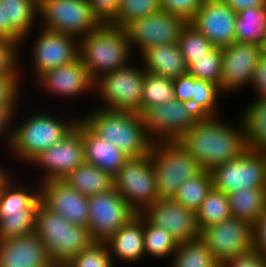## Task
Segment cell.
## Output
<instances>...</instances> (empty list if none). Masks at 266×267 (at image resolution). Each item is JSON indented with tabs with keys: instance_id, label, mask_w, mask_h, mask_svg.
Returning <instances> with one entry per match:
<instances>
[{
	"instance_id": "cell-37",
	"label": "cell",
	"mask_w": 266,
	"mask_h": 267,
	"mask_svg": "<svg viewBox=\"0 0 266 267\" xmlns=\"http://www.w3.org/2000/svg\"><path fill=\"white\" fill-rule=\"evenodd\" d=\"M180 52L187 67L197 58L207 56L215 46L189 22L178 40Z\"/></svg>"
},
{
	"instance_id": "cell-11",
	"label": "cell",
	"mask_w": 266,
	"mask_h": 267,
	"mask_svg": "<svg viewBox=\"0 0 266 267\" xmlns=\"http://www.w3.org/2000/svg\"><path fill=\"white\" fill-rule=\"evenodd\" d=\"M88 229L94 242L107 241L137 213L115 188L88 196Z\"/></svg>"
},
{
	"instance_id": "cell-31",
	"label": "cell",
	"mask_w": 266,
	"mask_h": 267,
	"mask_svg": "<svg viewBox=\"0 0 266 267\" xmlns=\"http://www.w3.org/2000/svg\"><path fill=\"white\" fill-rule=\"evenodd\" d=\"M212 186L211 171L203 169L196 176L185 180L172 199L196 213Z\"/></svg>"
},
{
	"instance_id": "cell-32",
	"label": "cell",
	"mask_w": 266,
	"mask_h": 267,
	"mask_svg": "<svg viewBox=\"0 0 266 267\" xmlns=\"http://www.w3.org/2000/svg\"><path fill=\"white\" fill-rule=\"evenodd\" d=\"M231 216L228 195L213 186L207 192L200 209L196 212V222L201 231L203 228L216 225Z\"/></svg>"
},
{
	"instance_id": "cell-35",
	"label": "cell",
	"mask_w": 266,
	"mask_h": 267,
	"mask_svg": "<svg viewBox=\"0 0 266 267\" xmlns=\"http://www.w3.org/2000/svg\"><path fill=\"white\" fill-rule=\"evenodd\" d=\"M141 99V115L149 108L175 99L173 79L145 72Z\"/></svg>"
},
{
	"instance_id": "cell-38",
	"label": "cell",
	"mask_w": 266,
	"mask_h": 267,
	"mask_svg": "<svg viewBox=\"0 0 266 267\" xmlns=\"http://www.w3.org/2000/svg\"><path fill=\"white\" fill-rule=\"evenodd\" d=\"M146 220V221H145ZM144 251L154 256H168L175 252L178 242L171 236V234L154 224H151L144 217Z\"/></svg>"
},
{
	"instance_id": "cell-17",
	"label": "cell",
	"mask_w": 266,
	"mask_h": 267,
	"mask_svg": "<svg viewBox=\"0 0 266 267\" xmlns=\"http://www.w3.org/2000/svg\"><path fill=\"white\" fill-rule=\"evenodd\" d=\"M142 215H145L151 224L167 230L178 243L200 237L196 213L172 198L156 200L142 211Z\"/></svg>"
},
{
	"instance_id": "cell-47",
	"label": "cell",
	"mask_w": 266,
	"mask_h": 267,
	"mask_svg": "<svg viewBox=\"0 0 266 267\" xmlns=\"http://www.w3.org/2000/svg\"><path fill=\"white\" fill-rule=\"evenodd\" d=\"M174 97L181 102L190 103L193 91V76L186 73L179 78L173 79Z\"/></svg>"
},
{
	"instance_id": "cell-42",
	"label": "cell",
	"mask_w": 266,
	"mask_h": 267,
	"mask_svg": "<svg viewBox=\"0 0 266 267\" xmlns=\"http://www.w3.org/2000/svg\"><path fill=\"white\" fill-rule=\"evenodd\" d=\"M162 10L184 18L190 22L204 0H160Z\"/></svg>"
},
{
	"instance_id": "cell-3",
	"label": "cell",
	"mask_w": 266,
	"mask_h": 267,
	"mask_svg": "<svg viewBox=\"0 0 266 267\" xmlns=\"http://www.w3.org/2000/svg\"><path fill=\"white\" fill-rule=\"evenodd\" d=\"M34 232L56 267L63 266L94 242L87 227L66 221L42 202L37 208Z\"/></svg>"
},
{
	"instance_id": "cell-26",
	"label": "cell",
	"mask_w": 266,
	"mask_h": 267,
	"mask_svg": "<svg viewBox=\"0 0 266 267\" xmlns=\"http://www.w3.org/2000/svg\"><path fill=\"white\" fill-rule=\"evenodd\" d=\"M146 72L171 79L187 73V65L178 43L152 46L142 52Z\"/></svg>"
},
{
	"instance_id": "cell-45",
	"label": "cell",
	"mask_w": 266,
	"mask_h": 267,
	"mask_svg": "<svg viewBox=\"0 0 266 267\" xmlns=\"http://www.w3.org/2000/svg\"><path fill=\"white\" fill-rule=\"evenodd\" d=\"M94 15L102 24H108L116 15L120 0H87Z\"/></svg>"
},
{
	"instance_id": "cell-52",
	"label": "cell",
	"mask_w": 266,
	"mask_h": 267,
	"mask_svg": "<svg viewBox=\"0 0 266 267\" xmlns=\"http://www.w3.org/2000/svg\"><path fill=\"white\" fill-rule=\"evenodd\" d=\"M0 38L9 40V24L4 22L3 5L0 3Z\"/></svg>"
},
{
	"instance_id": "cell-25",
	"label": "cell",
	"mask_w": 266,
	"mask_h": 267,
	"mask_svg": "<svg viewBox=\"0 0 266 267\" xmlns=\"http://www.w3.org/2000/svg\"><path fill=\"white\" fill-rule=\"evenodd\" d=\"M144 215L134 216L119 228L105 243L120 259L134 261L145 254L144 251ZM111 246V247H110Z\"/></svg>"
},
{
	"instance_id": "cell-20",
	"label": "cell",
	"mask_w": 266,
	"mask_h": 267,
	"mask_svg": "<svg viewBox=\"0 0 266 267\" xmlns=\"http://www.w3.org/2000/svg\"><path fill=\"white\" fill-rule=\"evenodd\" d=\"M48 170L45 181L63 180L85 162L81 133L75 128L63 140L39 153L32 160Z\"/></svg>"
},
{
	"instance_id": "cell-13",
	"label": "cell",
	"mask_w": 266,
	"mask_h": 267,
	"mask_svg": "<svg viewBox=\"0 0 266 267\" xmlns=\"http://www.w3.org/2000/svg\"><path fill=\"white\" fill-rule=\"evenodd\" d=\"M200 238L221 265L225 261L253 247V224L230 217L216 225L203 228Z\"/></svg>"
},
{
	"instance_id": "cell-34",
	"label": "cell",
	"mask_w": 266,
	"mask_h": 267,
	"mask_svg": "<svg viewBox=\"0 0 266 267\" xmlns=\"http://www.w3.org/2000/svg\"><path fill=\"white\" fill-rule=\"evenodd\" d=\"M174 253V267H220L200 237L178 243Z\"/></svg>"
},
{
	"instance_id": "cell-27",
	"label": "cell",
	"mask_w": 266,
	"mask_h": 267,
	"mask_svg": "<svg viewBox=\"0 0 266 267\" xmlns=\"http://www.w3.org/2000/svg\"><path fill=\"white\" fill-rule=\"evenodd\" d=\"M63 180L85 196L106 192L114 188V179L111 174L86 162L77 166Z\"/></svg>"
},
{
	"instance_id": "cell-9",
	"label": "cell",
	"mask_w": 266,
	"mask_h": 267,
	"mask_svg": "<svg viewBox=\"0 0 266 267\" xmlns=\"http://www.w3.org/2000/svg\"><path fill=\"white\" fill-rule=\"evenodd\" d=\"M38 11L46 20L44 29L71 36H86L102 24L87 0H39Z\"/></svg>"
},
{
	"instance_id": "cell-10",
	"label": "cell",
	"mask_w": 266,
	"mask_h": 267,
	"mask_svg": "<svg viewBox=\"0 0 266 267\" xmlns=\"http://www.w3.org/2000/svg\"><path fill=\"white\" fill-rule=\"evenodd\" d=\"M8 183L0 191V241L34 232L41 202L40 193L30 194L25 189L13 191Z\"/></svg>"
},
{
	"instance_id": "cell-16",
	"label": "cell",
	"mask_w": 266,
	"mask_h": 267,
	"mask_svg": "<svg viewBox=\"0 0 266 267\" xmlns=\"http://www.w3.org/2000/svg\"><path fill=\"white\" fill-rule=\"evenodd\" d=\"M237 12L222 0H204L189 22L215 47L223 48L235 42Z\"/></svg>"
},
{
	"instance_id": "cell-19",
	"label": "cell",
	"mask_w": 266,
	"mask_h": 267,
	"mask_svg": "<svg viewBox=\"0 0 266 267\" xmlns=\"http://www.w3.org/2000/svg\"><path fill=\"white\" fill-rule=\"evenodd\" d=\"M43 183L40 197L45 206L74 225L88 227V196L80 194L64 180Z\"/></svg>"
},
{
	"instance_id": "cell-4",
	"label": "cell",
	"mask_w": 266,
	"mask_h": 267,
	"mask_svg": "<svg viewBox=\"0 0 266 267\" xmlns=\"http://www.w3.org/2000/svg\"><path fill=\"white\" fill-rule=\"evenodd\" d=\"M130 46L124 29L105 23L83 37L79 58L96 81L99 71L107 74L127 66Z\"/></svg>"
},
{
	"instance_id": "cell-33",
	"label": "cell",
	"mask_w": 266,
	"mask_h": 267,
	"mask_svg": "<svg viewBox=\"0 0 266 267\" xmlns=\"http://www.w3.org/2000/svg\"><path fill=\"white\" fill-rule=\"evenodd\" d=\"M247 146L266 150V99H257L243 117Z\"/></svg>"
},
{
	"instance_id": "cell-18",
	"label": "cell",
	"mask_w": 266,
	"mask_h": 267,
	"mask_svg": "<svg viewBox=\"0 0 266 267\" xmlns=\"http://www.w3.org/2000/svg\"><path fill=\"white\" fill-rule=\"evenodd\" d=\"M265 47L252 43L234 42L222 48L220 90H231L251 82L255 67Z\"/></svg>"
},
{
	"instance_id": "cell-44",
	"label": "cell",
	"mask_w": 266,
	"mask_h": 267,
	"mask_svg": "<svg viewBox=\"0 0 266 267\" xmlns=\"http://www.w3.org/2000/svg\"><path fill=\"white\" fill-rule=\"evenodd\" d=\"M220 267H266V256L252 247L225 261Z\"/></svg>"
},
{
	"instance_id": "cell-28",
	"label": "cell",
	"mask_w": 266,
	"mask_h": 267,
	"mask_svg": "<svg viewBox=\"0 0 266 267\" xmlns=\"http://www.w3.org/2000/svg\"><path fill=\"white\" fill-rule=\"evenodd\" d=\"M227 195L234 218L254 224L266 209V187L239 189Z\"/></svg>"
},
{
	"instance_id": "cell-15",
	"label": "cell",
	"mask_w": 266,
	"mask_h": 267,
	"mask_svg": "<svg viewBox=\"0 0 266 267\" xmlns=\"http://www.w3.org/2000/svg\"><path fill=\"white\" fill-rule=\"evenodd\" d=\"M187 21L177 15L160 10L154 14L137 19L128 24L124 30L129 43L140 45L141 51L149 47L178 43L182 29Z\"/></svg>"
},
{
	"instance_id": "cell-7",
	"label": "cell",
	"mask_w": 266,
	"mask_h": 267,
	"mask_svg": "<svg viewBox=\"0 0 266 267\" xmlns=\"http://www.w3.org/2000/svg\"><path fill=\"white\" fill-rule=\"evenodd\" d=\"M210 171L213 187L226 194L266 187V152L247 148L237 159L218 164Z\"/></svg>"
},
{
	"instance_id": "cell-29",
	"label": "cell",
	"mask_w": 266,
	"mask_h": 267,
	"mask_svg": "<svg viewBox=\"0 0 266 267\" xmlns=\"http://www.w3.org/2000/svg\"><path fill=\"white\" fill-rule=\"evenodd\" d=\"M235 42L258 44L266 48V5L237 12Z\"/></svg>"
},
{
	"instance_id": "cell-2",
	"label": "cell",
	"mask_w": 266,
	"mask_h": 267,
	"mask_svg": "<svg viewBox=\"0 0 266 267\" xmlns=\"http://www.w3.org/2000/svg\"><path fill=\"white\" fill-rule=\"evenodd\" d=\"M82 119L98 136L114 143L128 157L150 153L149 138L141 114L131 111L102 109Z\"/></svg>"
},
{
	"instance_id": "cell-22",
	"label": "cell",
	"mask_w": 266,
	"mask_h": 267,
	"mask_svg": "<svg viewBox=\"0 0 266 267\" xmlns=\"http://www.w3.org/2000/svg\"><path fill=\"white\" fill-rule=\"evenodd\" d=\"M36 43L34 61L39 77L54 68L74 62L79 58V47L73 43V36L53 32L47 29L42 31Z\"/></svg>"
},
{
	"instance_id": "cell-41",
	"label": "cell",
	"mask_w": 266,
	"mask_h": 267,
	"mask_svg": "<svg viewBox=\"0 0 266 267\" xmlns=\"http://www.w3.org/2000/svg\"><path fill=\"white\" fill-rule=\"evenodd\" d=\"M105 242H93L87 249L73 256L64 267H112V259Z\"/></svg>"
},
{
	"instance_id": "cell-49",
	"label": "cell",
	"mask_w": 266,
	"mask_h": 267,
	"mask_svg": "<svg viewBox=\"0 0 266 267\" xmlns=\"http://www.w3.org/2000/svg\"><path fill=\"white\" fill-rule=\"evenodd\" d=\"M252 82L259 90V99H266V50L255 67Z\"/></svg>"
},
{
	"instance_id": "cell-39",
	"label": "cell",
	"mask_w": 266,
	"mask_h": 267,
	"mask_svg": "<svg viewBox=\"0 0 266 267\" xmlns=\"http://www.w3.org/2000/svg\"><path fill=\"white\" fill-rule=\"evenodd\" d=\"M222 68V48L215 47L207 56L193 61L187 67V73L195 79L212 82L220 86Z\"/></svg>"
},
{
	"instance_id": "cell-51",
	"label": "cell",
	"mask_w": 266,
	"mask_h": 267,
	"mask_svg": "<svg viewBox=\"0 0 266 267\" xmlns=\"http://www.w3.org/2000/svg\"><path fill=\"white\" fill-rule=\"evenodd\" d=\"M14 111V106H0V134L3 129H6L8 121L14 115Z\"/></svg>"
},
{
	"instance_id": "cell-53",
	"label": "cell",
	"mask_w": 266,
	"mask_h": 267,
	"mask_svg": "<svg viewBox=\"0 0 266 267\" xmlns=\"http://www.w3.org/2000/svg\"><path fill=\"white\" fill-rule=\"evenodd\" d=\"M7 180L8 179L6 175L3 173V170L1 171V168H0V191L5 186V184L8 182Z\"/></svg>"
},
{
	"instance_id": "cell-50",
	"label": "cell",
	"mask_w": 266,
	"mask_h": 267,
	"mask_svg": "<svg viewBox=\"0 0 266 267\" xmlns=\"http://www.w3.org/2000/svg\"><path fill=\"white\" fill-rule=\"evenodd\" d=\"M228 6H230L234 11L239 12L246 8H256L266 5V0H222Z\"/></svg>"
},
{
	"instance_id": "cell-6",
	"label": "cell",
	"mask_w": 266,
	"mask_h": 267,
	"mask_svg": "<svg viewBox=\"0 0 266 267\" xmlns=\"http://www.w3.org/2000/svg\"><path fill=\"white\" fill-rule=\"evenodd\" d=\"M113 179L116 191L137 214L159 199L155 170L149 154L129 157ZM141 207L143 209H139Z\"/></svg>"
},
{
	"instance_id": "cell-23",
	"label": "cell",
	"mask_w": 266,
	"mask_h": 267,
	"mask_svg": "<svg viewBox=\"0 0 266 267\" xmlns=\"http://www.w3.org/2000/svg\"><path fill=\"white\" fill-rule=\"evenodd\" d=\"M82 135L84 160L114 176L129 158L114 143L98 136L83 120L75 127Z\"/></svg>"
},
{
	"instance_id": "cell-8",
	"label": "cell",
	"mask_w": 266,
	"mask_h": 267,
	"mask_svg": "<svg viewBox=\"0 0 266 267\" xmlns=\"http://www.w3.org/2000/svg\"><path fill=\"white\" fill-rule=\"evenodd\" d=\"M75 122L68 125L50 116L38 114L12 131L8 140L17 154L31 161L43 150L57 144L71 133L78 121Z\"/></svg>"
},
{
	"instance_id": "cell-43",
	"label": "cell",
	"mask_w": 266,
	"mask_h": 267,
	"mask_svg": "<svg viewBox=\"0 0 266 267\" xmlns=\"http://www.w3.org/2000/svg\"><path fill=\"white\" fill-rule=\"evenodd\" d=\"M19 42L0 38V76H17L15 47Z\"/></svg>"
},
{
	"instance_id": "cell-46",
	"label": "cell",
	"mask_w": 266,
	"mask_h": 267,
	"mask_svg": "<svg viewBox=\"0 0 266 267\" xmlns=\"http://www.w3.org/2000/svg\"><path fill=\"white\" fill-rule=\"evenodd\" d=\"M18 77L0 76V106H15Z\"/></svg>"
},
{
	"instance_id": "cell-5",
	"label": "cell",
	"mask_w": 266,
	"mask_h": 267,
	"mask_svg": "<svg viewBox=\"0 0 266 267\" xmlns=\"http://www.w3.org/2000/svg\"><path fill=\"white\" fill-rule=\"evenodd\" d=\"M163 143L160 148L152 143L149 155L155 170L158 198L171 199L185 180L196 176L203 168L179 141L164 140Z\"/></svg>"
},
{
	"instance_id": "cell-48",
	"label": "cell",
	"mask_w": 266,
	"mask_h": 267,
	"mask_svg": "<svg viewBox=\"0 0 266 267\" xmlns=\"http://www.w3.org/2000/svg\"><path fill=\"white\" fill-rule=\"evenodd\" d=\"M253 247L266 256V209L253 224Z\"/></svg>"
},
{
	"instance_id": "cell-36",
	"label": "cell",
	"mask_w": 266,
	"mask_h": 267,
	"mask_svg": "<svg viewBox=\"0 0 266 267\" xmlns=\"http://www.w3.org/2000/svg\"><path fill=\"white\" fill-rule=\"evenodd\" d=\"M162 10L160 0H120L115 17L108 23L124 29L137 19Z\"/></svg>"
},
{
	"instance_id": "cell-14",
	"label": "cell",
	"mask_w": 266,
	"mask_h": 267,
	"mask_svg": "<svg viewBox=\"0 0 266 267\" xmlns=\"http://www.w3.org/2000/svg\"><path fill=\"white\" fill-rule=\"evenodd\" d=\"M147 135L150 131L165 136V141H177L203 117L190 104L176 99L147 109L142 115Z\"/></svg>"
},
{
	"instance_id": "cell-1",
	"label": "cell",
	"mask_w": 266,
	"mask_h": 267,
	"mask_svg": "<svg viewBox=\"0 0 266 267\" xmlns=\"http://www.w3.org/2000/svg\"><path fill=\"white\" fill-rule=\"evenodd\" d=\"M214 118L203 117L177 140L206 170L237 159L248 148L243 121L237 132Z\"/></svg>"
},
{
	"instance_id": "cell-40",
	"label": "cell",
	"mask_w": 266,
	"mask_h": 267,
	"mask_svg": "<svg viewBox=\"0 0 266 267\" xmlns=\"http://www.w3.org/2000/svg\"><path fill=\"white\" fill-rule=\"evenodd\" d=\"M219 92H221L219 85L193 77V91L190 104L202 117H215L214 106Z\"/></svg>"
},
{
	"instance_id": "cell-21",
	"label": "cell",
	"mask_w": 266,
	"mask_h": 267,
	"mask_svg": "<svg viewBox=\"0 0 266 267\" xmlns=\"http://www.w3.org/2000/svg\"><path fill=\"white\" fill-rule=\"evenodd\" d=\"M0 267H56L35 232L0 241Z\"/></svg>"
},
{
	"instance_id": "cell-12",
	"label": "cell",
	"mask_w": 266,
	"mask_h": 267,
	"mask_svg": "<svg viewBox=\"0 0 266 267\" xmlns=\"http://www.w3.org/2000/svg\"><path fill=\"white\" fill-rule=\"evenodd\" d=\"M145 72V70H137L126 66L104 74L98 81H95L102 97L108 104L106 105L108 107L104 109L131 111L141 114V99Z\"/></svg>"
},
{
	"instance_id": "cell-24",
	"label": "cell",
	"mask_w": 266,
	"mask_h": 267,
	"mask_svg": "<svg viewBox=\"0 0 266 267\" xmlns=\"http://www.w3.org/2000/svg\"><path fill=\"white\" fill-rule=\"evenodd\" d=\"M39 78L49 90L67 96L80 94L95 84L80 58L47 71Z\"/></svg>"
},
{
	"instance_id": "cell-30",
	"label": "cell",
	"mask_w": 266,
	"mask_h": 267,
	"mask_svg": "<svg viewBox=\"0 0 266 267\" xmlns=\"http://www.w3.org/2000/svg\"><path fill=\"white\" fill-rule=\"evenodd\" d=\"M0 3L3 5L4 22L9 24V40L20 41L33 25L38 0H0Z\"/></svg>"
}]
</instances>
